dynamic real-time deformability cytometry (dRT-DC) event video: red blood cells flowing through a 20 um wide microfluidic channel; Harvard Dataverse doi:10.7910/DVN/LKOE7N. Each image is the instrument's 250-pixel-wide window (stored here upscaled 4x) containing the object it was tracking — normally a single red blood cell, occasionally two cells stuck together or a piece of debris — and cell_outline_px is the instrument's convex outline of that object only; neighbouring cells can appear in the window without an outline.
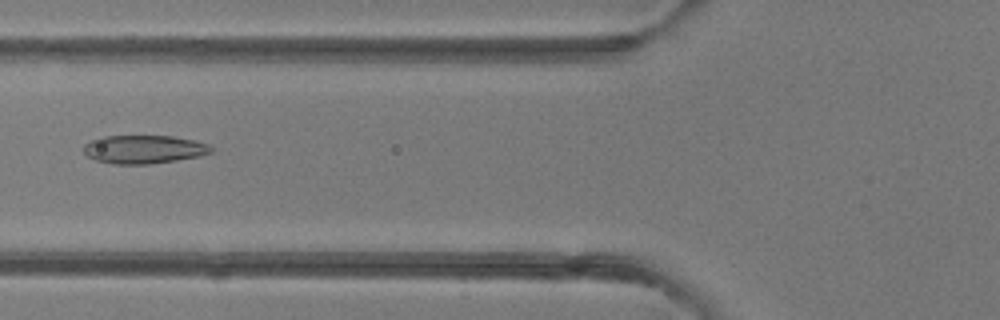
{"species": "common noctule bat (a hibernating species)", "species_latin": "Nyctalus noctula", "temperature_condition": "room temperature", "stored_images_in_passage": 49, "camera_frame_rate_fps": 3000, "um_per_image_px": 0.085, "animal": {"sex": "female"}, "frame": {"image": 1, "passage_image": 19, "time_ms": 6.0, "image_size_px": [1000, 320], "cell_outline_px": [[212, 152], [200, 156], [176, 160], [148, 164], [112, 164], [96, 160], [88, 156], [84, 152], [84, 144], [92, 140], [104, 136], [172, 136], [192, 140], [208, 144], [212, 148]], "centroid_in_image_um": [12.22, 12.69], "position_along_channel_um": 113.6, "area_um2": 20.92}}
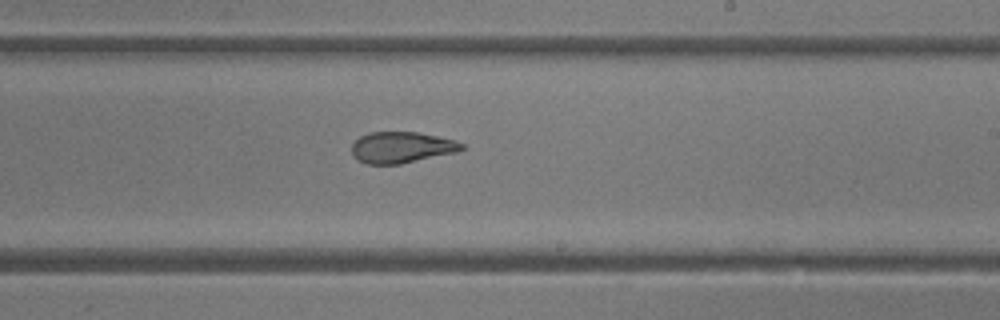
{"frame": {"image": 2, "passage_image": 29, "time_ms": 9.333, "image_size_px": [1000, 320], "cell_outline_px": [[464, 148], [456, 152], [400, 164], [368, 164], [352, 156], [352, 144], [360, 136], [368, 132], [416, 132], [456, 140], [464, 144]], "centroid_in_image_um": [34.12, 12.52], "position_along_channel_um": 254.9, "area_um2": 19.88}}
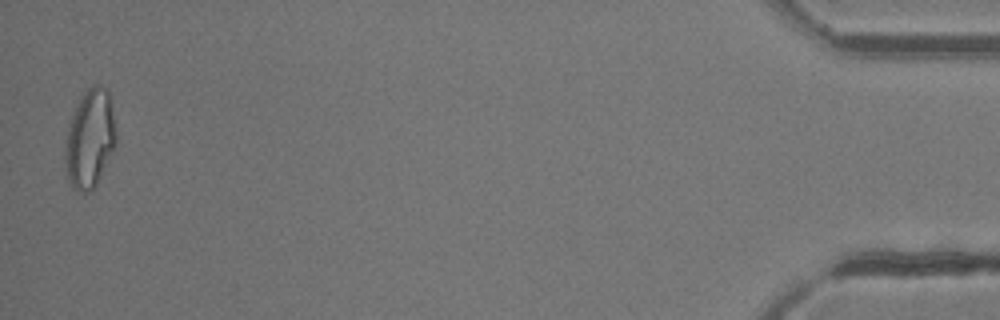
{"frame": {"image": 3, "passage_image": 48, "time_ms": 15.667, "image_size_px": [1000, 320], "cell_outline_px": [[116, 144], [96, 184], [88, 192], [80, 192], [72, 188], [68, 176], [64, 160], [64, 156], [68, 128], [72, 116], [84, 92], [88, 88], [96, 84], [100, 84], [108, 92], [116, 136]], "centroid_in_image_um": [7.63, 11.82], "position_along_channel_um": 427.6, "area_um2": 28.44}, "authors_computed_cell_mechanics": {"area_um2": 23.12, "velocity_mm_per_s": 4.2293, "shape_relaxation_time_tau1_ms": null, "shape_relaxation_time_tau2_ms": 1.78, "deformation_change_tau1": null, "deformation_change_tau2": 0.085}}